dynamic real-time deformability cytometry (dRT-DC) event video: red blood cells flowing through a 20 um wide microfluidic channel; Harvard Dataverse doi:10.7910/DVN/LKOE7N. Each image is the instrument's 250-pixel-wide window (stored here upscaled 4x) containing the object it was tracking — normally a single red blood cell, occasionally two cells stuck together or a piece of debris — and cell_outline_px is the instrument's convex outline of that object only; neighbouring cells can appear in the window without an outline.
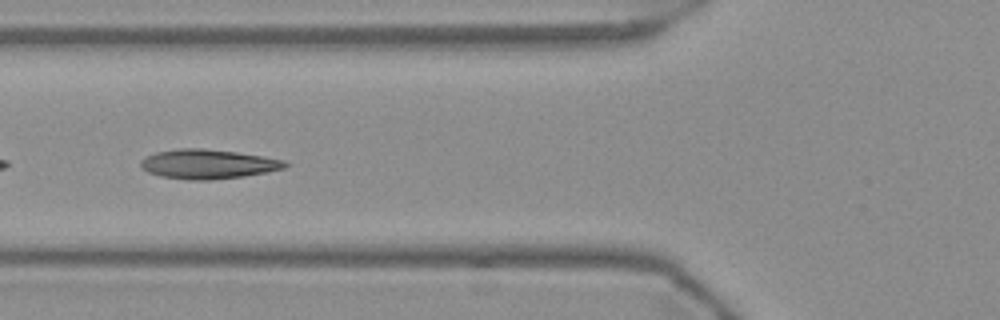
{"species": "Egyptian fruit bat (a non-hibernating species)", "species_latin": "Rousettus aegyptiacus", "temperature_condition": "warm", "stored_images_in_passage": 40, "camera_frame_rate_fps": 3000, "um_per_image_px": 0.085, "frame": {"image": 1, "passage_image": 20, "time_ms": 6.333, "image_size_px": [1000, 320], "cell_outline_px": [[288, 164], [284, 168], [244, 176], [212, 180], [188, 180], [160, 176], [148, 172], [140, 168], [140, 160], [156, 152], [180, 148], [204, 148], [236, 152], [264, 156], [284, 160]], "centroid_in_image_um": [17.64, 13.94], "position_along_channel_um": 108.2, "area_um2": 24.74}}
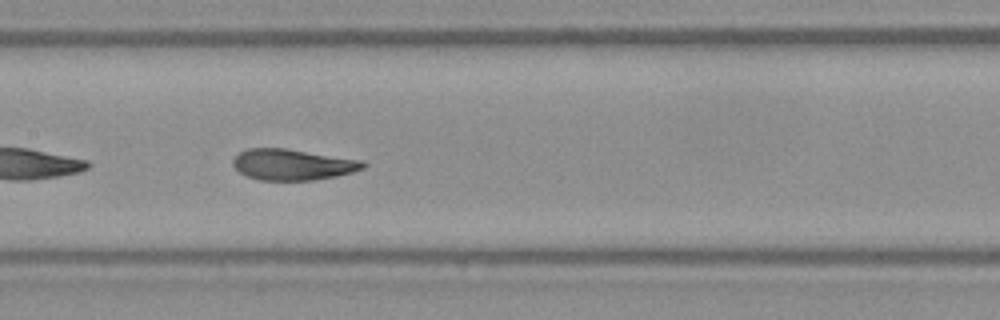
{"frame": {"image": 2, "passage_image": 26, "time_ms": 8.333, "image_size_px": [1000, 320], "cell_outline_px": [[368, 164], [364, 168], [352, 172], [336, 176], [312, 180], [260, 180], [248, 176], [240, 172], [232, 164], [232, 160], [240, 152], [248, 148], [284, 148], [364, 160]], "centroid_in_image_um": [24.9, 13.98], "position_along_channel_um": 182.5, "area_um2": 23.47}}
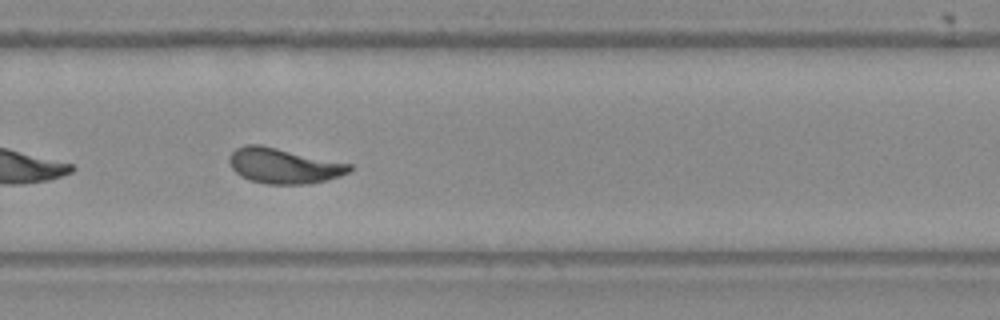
{"frame": {"image": 3, "passage_image": 36, "time_ms": 11.667, "image_size_px": [1000, 320], "cell_outline_px": [[352, 168], [348, 172], [340, 176], [328, 180], [304, 184], [264, 184], [240, 176], [232, 168], [228, 160], [228, 156], [236, 148], [244, 144], [260, 144], [352, 164]], "centroid_in_image_um": [24.09, 14.08], "position_along_channel_um": 305.7, "area_um2": 24.8}}